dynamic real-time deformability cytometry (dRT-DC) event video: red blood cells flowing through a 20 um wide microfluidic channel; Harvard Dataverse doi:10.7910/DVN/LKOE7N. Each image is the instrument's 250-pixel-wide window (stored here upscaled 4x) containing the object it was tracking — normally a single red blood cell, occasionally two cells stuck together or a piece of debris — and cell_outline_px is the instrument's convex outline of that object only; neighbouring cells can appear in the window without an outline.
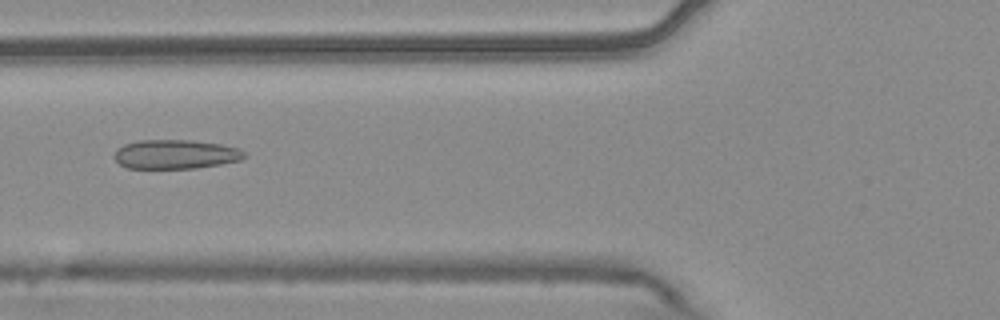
{"species": "common noctule bat (a hibernating species)", "species_latin": "Nyctalus noctula", "temperature_condition": "warm", "stored_images_in_passage": 7, "camera_frame_rate_fps": 3000, "um_per_image_px": 0.085, "animal": {"sex": "male", "body_mass_g": 20.4}, "frame": {"image": 1, "passage_image": 7, "time_ms": 2.0, "image_size_px": [1000, 320], "cell_outline_px": [[248, 156], [240, 160], [220, 164], [196, 168], [128, 168], [120, 164], [116, 160], [116, 148], [124, 144], [140, 140], [192, 140], [220, 144], [240, 148]], "centroid_in_image_um": [14.95, 13.11], "position_along_channel_um": 110.8, "area_um2": 22.08}}